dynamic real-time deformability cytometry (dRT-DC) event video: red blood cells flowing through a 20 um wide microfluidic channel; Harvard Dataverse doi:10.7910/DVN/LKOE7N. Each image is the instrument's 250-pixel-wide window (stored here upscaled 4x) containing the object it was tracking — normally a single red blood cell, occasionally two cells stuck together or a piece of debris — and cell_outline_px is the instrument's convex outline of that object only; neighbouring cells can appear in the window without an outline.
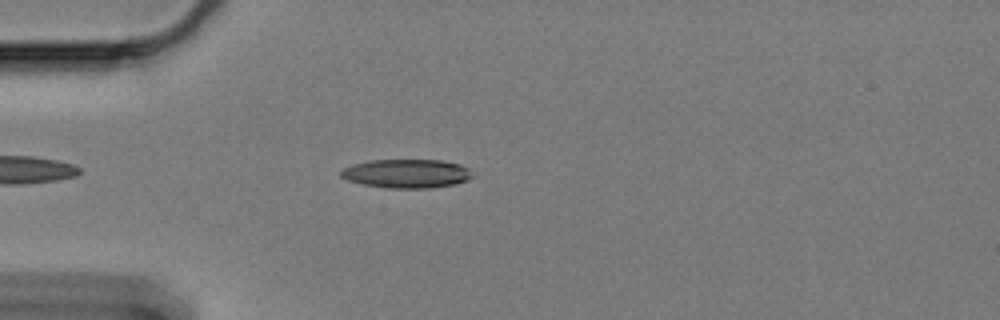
{"species": "Egyptian fruit bat (a non-hibernating species)", "species_latin": "Rousettus aegyptiacus", "temperature_condition": "cold", "stored_images_in_passage": 34, "camera_frame_rate_fps": 3000, "um_per_image_px": 0.085, "animal": {"sex": "female"}, "frame": {"image": 1, "passage_image": 7, "time_ms": 2.0, "image_size_px": [1000, 320], "cell_outline_px": [[472, 176], [468, 180], [452, 184], [428, 188], [384, 188], [364, 184], [348, 180], [340, 176], [340, 172], [344, 168], [352, 164], [372, 160], [440, 160], [460, 164], [468, 168]], "centroid_in_image_um": [34.54, 14.75], "position_along_channel_um": 50.5, "area_um2": 21.91}}
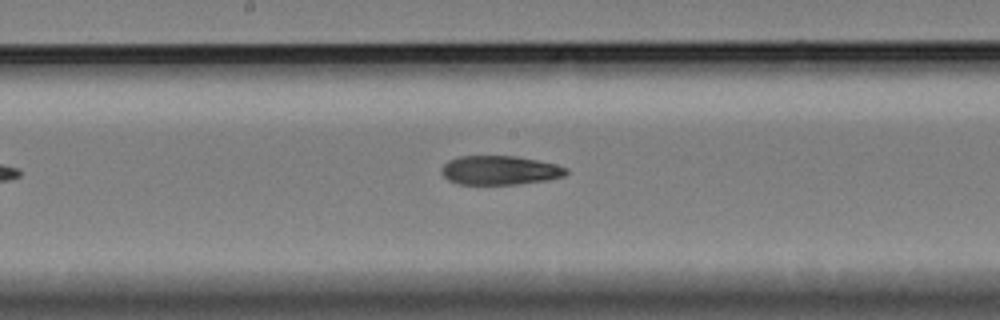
{"frame": {"image": 2, "passage_image": 22, "time_ms": 7.0, "image_size_px": [1000, 320], "cell_outline_px": [[568, 172], [564, 176], [548, 180], [516, 184], [460, 184], [448, 180], [440, 172], [440, 168], [448, 160], [460, 156], [516, 156], [556, 164], [568, 168]], "centroid_in_image_um": [42.47, 14.47], "position_along_channel_um": 205.7, "area_um2": 21.15}}
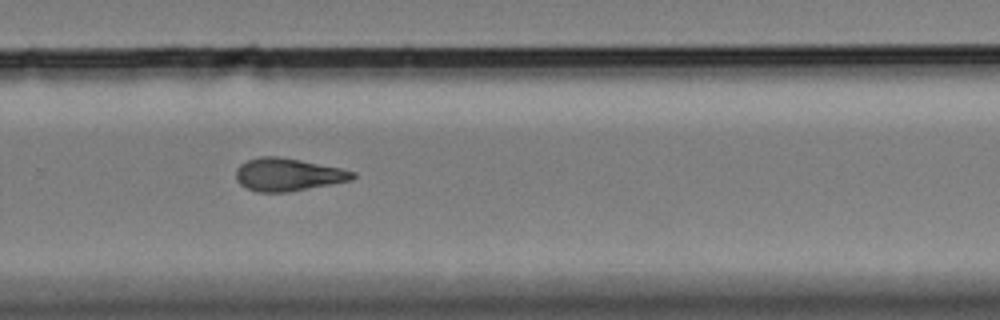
{"frame": {"image": 3, "passage_image": 31, "time_ms": 10.0, "image_size_px": [1000, 320], "cell_outline_px": [[356, 176], [352, 180], [288, 192], [256, 192], [240, 184], [236, 180], [236, 168], [240, 164], [248, 160], [260, 156], [280, 156], [340, 168], [356, 172]], "centroid_in_image_um": [24.46, 14.84], "position_along_channel_um": 305.3, "area_um2": 22.25}}